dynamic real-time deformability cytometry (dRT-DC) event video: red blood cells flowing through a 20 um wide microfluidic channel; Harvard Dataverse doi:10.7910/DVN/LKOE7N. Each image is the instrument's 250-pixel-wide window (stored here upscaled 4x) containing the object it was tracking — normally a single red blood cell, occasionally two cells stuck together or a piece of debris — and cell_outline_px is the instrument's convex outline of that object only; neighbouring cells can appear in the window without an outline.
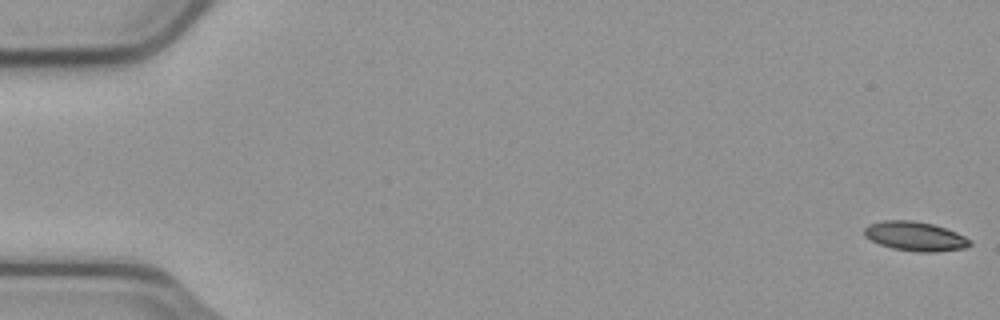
{"species": "common noctule bat (a hibernating species)", "species_latin": "Nyctalus noctula", "temperature_condition": "cold", "stored_images_in_passage": 17, "camera_frame_rate_fps": 3000, "um_per_image_px": 0.085, "animal": {"sex": "male", "body_mass_g": 23.1, "forearm_length_mm": 52.7}, "frame": {"image": 1, "passage_image": 1, "time_ms": 0.0, "image_size_px": [1000, 320], "cell_outline_px": [[972, 244], [964, 248], [936, 252], [920, 252], [892, 248], [880, 244], [864, 236], [864, 228], [868, 224], [880, 220], [912, 220], [932, 224], [956, 232], [972, 240]], "centroid_in_image_um": [77.78, 20.07], "position_along_channel_um": 7.2, "area_um2": 18.03}}
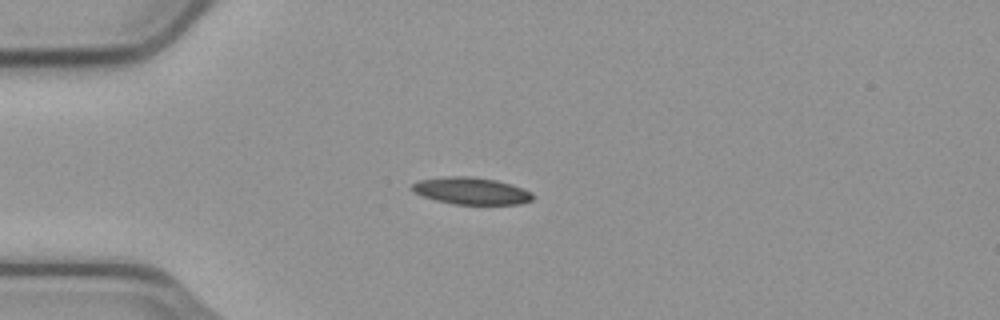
{"frame": {"image": 2, "passage_image": 15, "time_ms": 4.667, "image_size_px": [1000, 320], "cell_outline_px": [[532, 200], [520, 204], [452, 204], [436, 200], [412, 192], [408, 188], [416, 180], [444, 176], [468, 176], [496, 180], [512, 184], [532, 192]], "centroid_in_image_um": [39.99, 16.21], "position_along_channel_um": 45.0, "area_um2": 19.19}}